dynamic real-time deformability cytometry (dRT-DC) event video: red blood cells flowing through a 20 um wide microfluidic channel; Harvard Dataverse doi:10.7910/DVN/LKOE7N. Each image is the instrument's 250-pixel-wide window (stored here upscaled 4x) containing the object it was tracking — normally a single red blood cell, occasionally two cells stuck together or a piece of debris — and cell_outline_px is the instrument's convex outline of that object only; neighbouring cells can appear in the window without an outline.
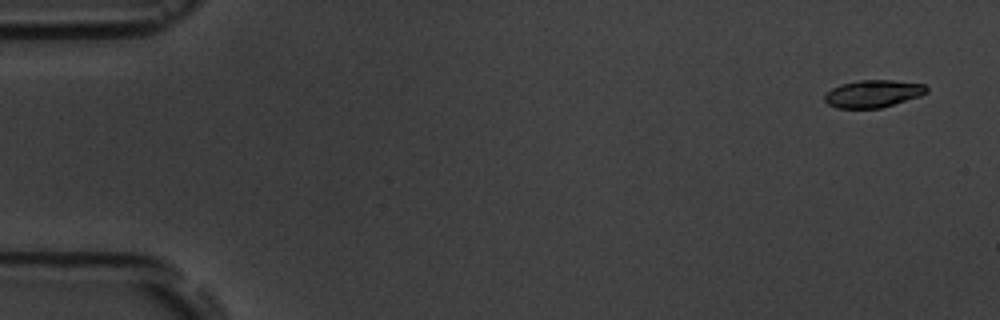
{"species": "common noctule bat (a hibernating species)", "species_latin": "Nyctalus noctula", "temperature_condition": "room temperature", "stored_images_in_passage": 5, "camera_frame_rate_fps": 3000, "um_per_image_px": 0.085, "animal": {"sex": "male", "body_mass_g": 19.5, "forearm_length_mm": 54.6}, "frame": {"image": 1, "passage_image": 1, "time_ms": 0.0, "image_size_px": [1000, 320], "cell_outline_px": [[928, 92], [920, 96], [880, 108], [836, 108], [828, 104], [824, 100], [824, 96], [832, 88], [840, 84], [860, 80], [892, 80], [924, 84], [928, 88]], "centroid_in_image_um": [74.21, 7.96], "position_along_channel_um": 10.8, "area_um2": 16.24}}
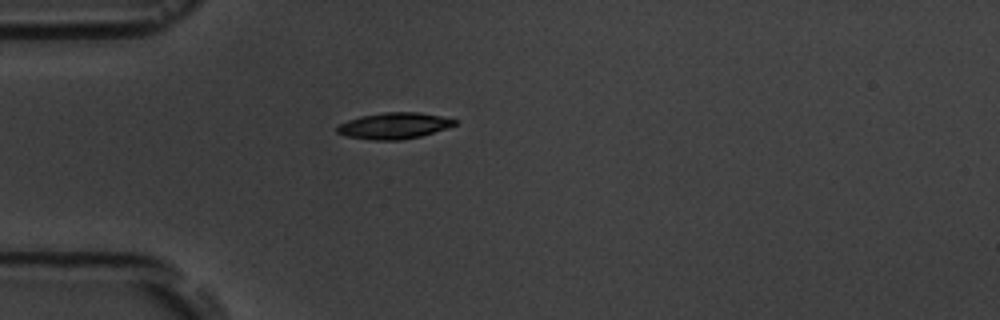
{"frame": {"image": 2, "passage_image": 4, "time_ms": 4.333, "image_size_px": [1000, 320], "cell_outline_px": [[460, 120], [456, 124], [420, 136], [400, 140], [372, 140], [348, 136], [336, 132], [336, 124], [360, 116], [384, 112], [416, 112], [440, 116]], "centroid_in_image_um": [33.45, 10.68], "position_along_channel_um": 51.6, "area_um2": 17.86}}